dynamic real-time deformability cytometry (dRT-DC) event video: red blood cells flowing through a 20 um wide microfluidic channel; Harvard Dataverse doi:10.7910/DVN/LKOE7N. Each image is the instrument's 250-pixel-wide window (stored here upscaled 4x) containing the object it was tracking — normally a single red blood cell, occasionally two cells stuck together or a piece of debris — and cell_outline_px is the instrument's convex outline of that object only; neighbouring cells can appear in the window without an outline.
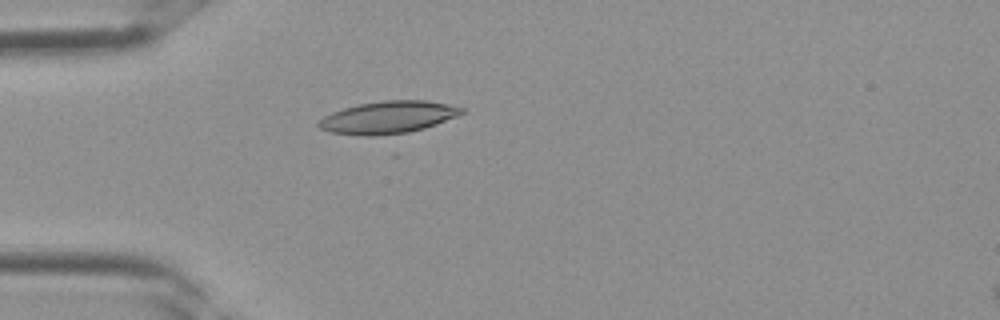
{"species": "Egyptian fruit bat (a non-hibernating species)", "species_latin": "Rousettus aegyptiacus", "temperature_condition": "room temperature", "stored_images_in_passage": 4, "camera_frame_rate_fps": 3000, "um_per_image_px": 0.085, "frame": {"image": 1, "passage_image": 3, "time_ms": 0.667, "image_size_px": [1000, 320], "cell_outline_px": [[464, 112], [456, 116], [436, 124], [424, 128], [396, 136], [356, 136], [328, 132], [320, 128], [316, 124], [324, 116], [332, 112], [344, 108], [360, 104], [380, 100], [424, 100], [448, 104], [464, 108]], "centroid_in_image_um": [32.95, 10.0], "position_along_channel_um": 52.0, "area_um2": 27.34}}